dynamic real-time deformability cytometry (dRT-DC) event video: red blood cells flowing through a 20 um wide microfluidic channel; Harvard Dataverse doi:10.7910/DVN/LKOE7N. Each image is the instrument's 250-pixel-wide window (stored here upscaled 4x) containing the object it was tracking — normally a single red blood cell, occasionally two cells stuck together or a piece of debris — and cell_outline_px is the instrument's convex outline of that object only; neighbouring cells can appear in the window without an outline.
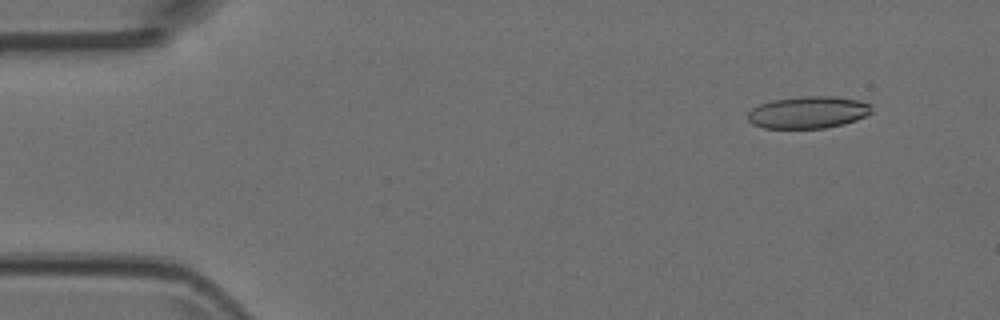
{"species": "Egyptian fruit bat (a non-hibernating species)", "species_latin": "Rousettus aegyptiacus", "temperature_condition": "room temperature", "stored_images_in_passage": 4, "camera_frame_rate_fps": 3000, "um_per_image_px": 0.085, "animal": {"sex": "female"}, "frame": {"image": 1, "passage_image": 2, "time_ms": 0.333, "image_size_px": [1000, 320], "cell_outline_px": [[872, 112], [856, 120], [844, 124], [824, 128], [764, 128], [752, 124], [748, 120], [748, 112], [752, 108], [760, 104], [772, 100], [800, 96], [832, 96], [860, 100], [872, 104]], "centroid_in_image_um": [68.7, 9.54], "position_along_channel_um": 16.3, "area_um2": 23.29}}
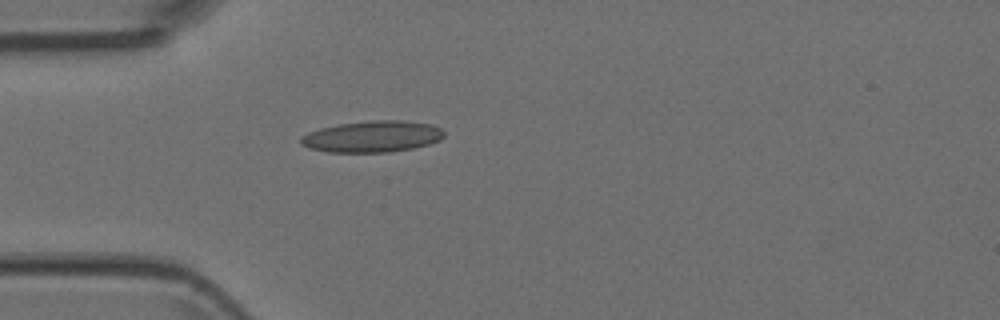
{"frame": {"image": 2, "passage_image": 4, "time_ms": 1.0, "image_size_px": [1000, 320], "cell_outline_px": [[444, 136], [440, 140], [428, 144], [412, 148], [388, 152], [328, 152], [308, 148], [300, 144], [300, 136], [308, 132], [320, 128], [340, 124], [372, 120], [400, 120], [432, 124], [440, 128], [444, 132]], "centroid_in_image_um": [31.62, 11.6], "position_along_channel_um": 53.4, "area_um2": 26.24}}